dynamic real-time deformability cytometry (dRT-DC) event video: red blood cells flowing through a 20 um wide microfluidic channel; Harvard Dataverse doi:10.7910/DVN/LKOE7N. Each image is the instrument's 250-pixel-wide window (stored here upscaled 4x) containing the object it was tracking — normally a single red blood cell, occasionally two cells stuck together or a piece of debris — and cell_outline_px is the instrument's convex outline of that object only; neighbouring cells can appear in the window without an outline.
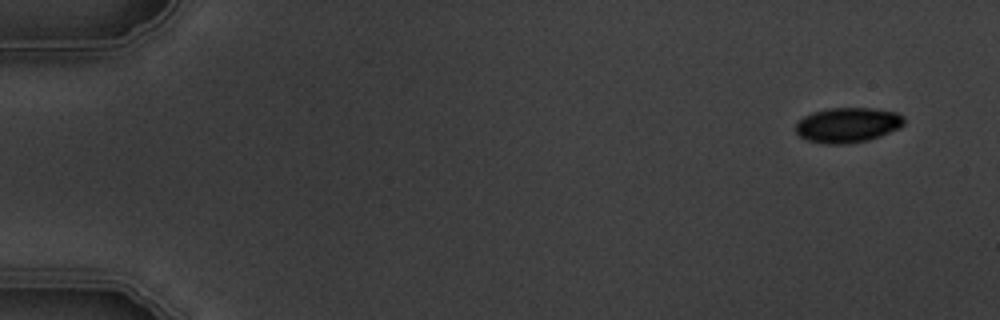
{"species": "common noctule bat (a hibernating species)", "species_latin": "Nyctalus noctula", "temperature_condition": "warm", "stored_images_in_passage": 4, "camera_frame_rate_fps": 3000, "um_per_image_px": 0.085, "animal": {"sex": "male", "body_mass_g": 19.5, "forearm_length_mm": 54.6}, "frame": {"image": 1, "passage_image": 1, "time_ms": 0.0, "image_size_px": [1000, 320], "cell_outline_px": [[904, 124], [888, 132], [868, 140], [840, 144], [828, 144], [808, 140], [800, 136], [796, 132], [796, 124], [804, 116], [812, 112], [828, 108], [872, 108], [896, 112], [904, 116]], "centroid_in_image_um": [72.03, 10.61], "position_along_channel_um": 13.0, "area_um2": 21.79}}